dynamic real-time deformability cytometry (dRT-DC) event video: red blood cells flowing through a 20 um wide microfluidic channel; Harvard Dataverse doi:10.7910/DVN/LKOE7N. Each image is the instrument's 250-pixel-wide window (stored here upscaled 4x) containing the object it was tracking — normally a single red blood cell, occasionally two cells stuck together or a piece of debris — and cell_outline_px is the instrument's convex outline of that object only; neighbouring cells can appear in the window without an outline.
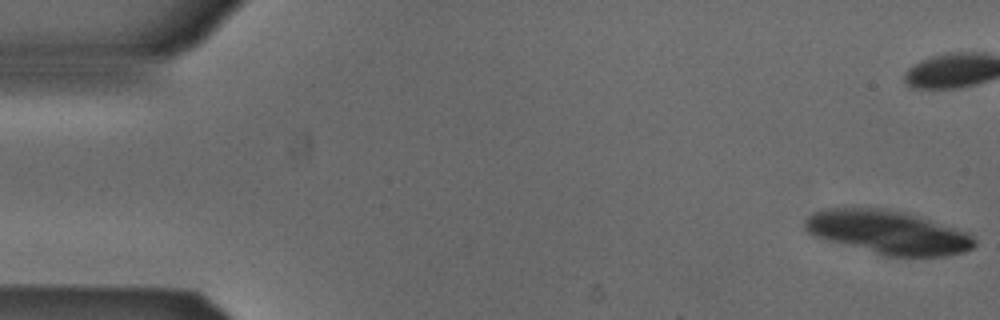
{"species": "Egyptian fruit bat (a non-hibernating species)", "species_latin": "Rousettus aegyptiacus", "temperature_condition": "cold", "stored_images_in_passage": 54, "camera_frame_rate_fps": 3000, "um_per_image_px": 0.085, "animal": {"sex": "male"}, "frame": {"image": 1, "passage_image": 1, "time_ms": 0.0, "image_size_px": [1000, 320], "cell_outline_px": [[976, 244], [972, 248], [964, 252], [944, 256], [884, 256], [812, 236], [804, 228], [804, 220], [808, 216], [816, 212], [828, 208], [884, 208], [968, 232], [976, 240]], "centroid_in_image_um": [75.43, 19.77], "position_along_channel_um": 9.6, "area_um2": 42.43}, "authors_computed_cell_mechanics": {"area_um2": 26.9059, "velocity_mm_per_s": 3.8534, "shape_relaxation_time_tau1_ms": 4.0096, "shape_relaxation_time_tau2_ms": null, "deformation_change_tau1": 0.1106, "deformation_change_tau2": null}}